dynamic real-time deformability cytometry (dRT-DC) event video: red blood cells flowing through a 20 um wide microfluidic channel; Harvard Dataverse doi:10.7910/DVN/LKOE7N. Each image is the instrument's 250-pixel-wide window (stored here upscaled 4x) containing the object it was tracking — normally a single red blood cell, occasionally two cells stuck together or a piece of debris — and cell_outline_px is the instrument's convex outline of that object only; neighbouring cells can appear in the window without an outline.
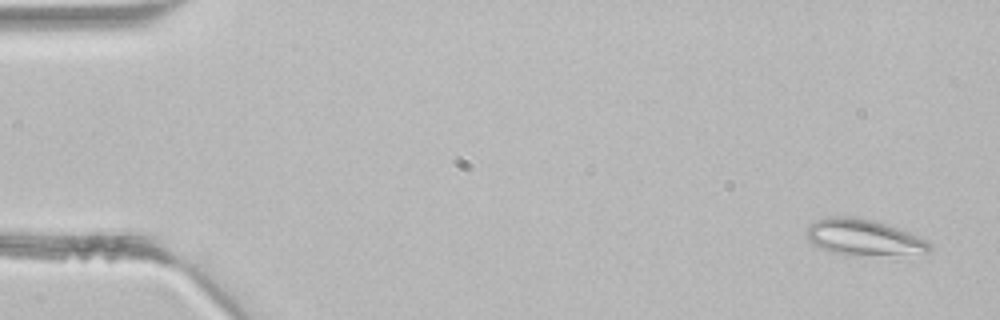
{"species": "common noctule bat (a hibernating species)", "species_latin": "Nyctalus noctula", "temperature_condition": "room temperature", "stored_images_in_passage": 4, "camera_frame_rate_fps": 3000, "um_per_image_px": 0.085, "animal": {"sex": "male", "body_mass_g": 21.5, "forearm_length_mm": 52.0}, "frame": {"image": 1, "passage_image": 1, "time_ms": 0.0, "image_size_px": [1000, 320], "cell_outline_px": [[932, 248], [928, 252], [832, 252], [820, 248], [808, 240], [804, 232], [808, 224], [816, 220], [828, 216], [852, 216], [872, 220], [908, 232], [932, 244]], "centroid_in_image_um": [73.26, 20.09], "position_along_channel_um": 11.7, "area_um2": 24.33}}